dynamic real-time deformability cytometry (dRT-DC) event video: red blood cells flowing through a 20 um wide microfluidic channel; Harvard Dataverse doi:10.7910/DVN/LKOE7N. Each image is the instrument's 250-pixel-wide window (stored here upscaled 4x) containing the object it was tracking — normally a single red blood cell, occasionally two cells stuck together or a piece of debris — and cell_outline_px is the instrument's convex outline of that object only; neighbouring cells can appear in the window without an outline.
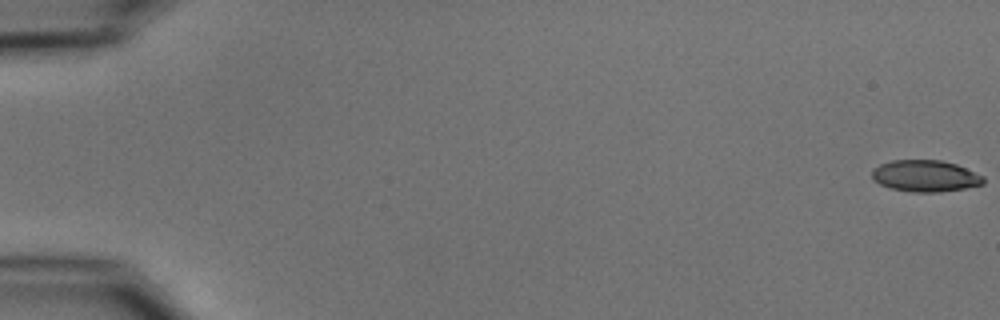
{"species": "common noctule bat (a hibernating species)", "species_latin": "Nyctalus noctula", "temperature_condition": "cold", "stored_images_in_passage": 55, "camera_frame_rate_fps": 3000, "um_per_image_px": 0.085, "animal": {"sex": "male", "body_mass_g": 15.6}, "frame": {"image": 1, "passage_image": 1, "time_ms": 0.0, "image_size_px": [1000, 320], "cell_outline_px": [[984, 184], [964, 188], [940, 192], [912, 192], [892, 188], [880, 184], [872, 180], [872, 168], [880, 164], [892, 160], [940, 160], [956, 164], [984, 176]], "centroid_in_image_um": [78.63, 14.95], "position_along_channel_um": 6.4, "area_um2": 20.52}}
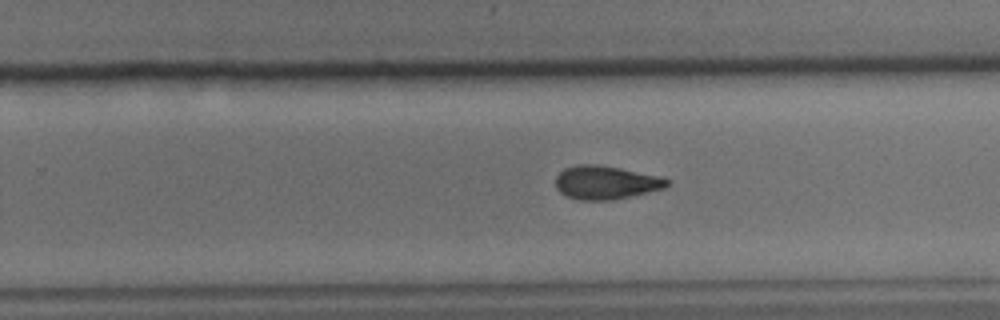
{"frame": {"image": 2, "passage_image": 36, "time_ms": 11.667, "image_size_px": [1000, 320], "cell_outline_px": [[668, 184], [664, 188], [628, 196], [608, 200], [580, 200], [568, 196], [560, 192], [556, 188], [556, 176], [564, 168], [576, 164], [596, 164], [620, 168], [660, 176], [668, 180]], "centroid_in_image_um": [51.45, 15.49], "position_along_channel_um": 278.4, "area_um2": 21.44}}
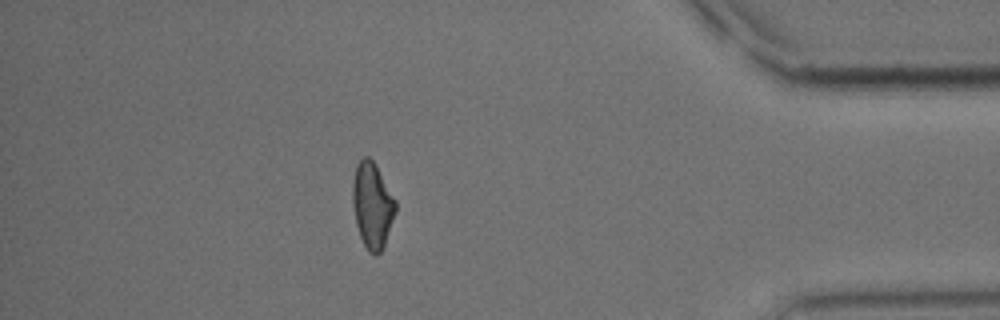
{"frame": {"image": 3, "passage_image": 49, "time_ms": 16.0, "image_size_px": [1000, 320], "cell_outline_px": [[396, 212], [384, 244], [380, 252], [376, 256], [368, 252], [360, 236], [356, 224], [352, 204], [352, 180], [356, 164], [364, 156], [368, 156], [376, 164], [396, 200]], "centroid_in_image_um": [31.63, 17.42], "position_along_channel_um": 403.6, "area_um2": 21.62}, "authors_computed_cell_mechanics": {"area_um2": 21.4438, "velocity_mm_per_s": 3.7271, "shape_relaxation_time_tau1_ms": 7.1744, "shape_relaxation_time_tau2_ms": 4.68, "deformation_change_tau1": 0.1823, "deformation_change_tau2": 0.1236}}